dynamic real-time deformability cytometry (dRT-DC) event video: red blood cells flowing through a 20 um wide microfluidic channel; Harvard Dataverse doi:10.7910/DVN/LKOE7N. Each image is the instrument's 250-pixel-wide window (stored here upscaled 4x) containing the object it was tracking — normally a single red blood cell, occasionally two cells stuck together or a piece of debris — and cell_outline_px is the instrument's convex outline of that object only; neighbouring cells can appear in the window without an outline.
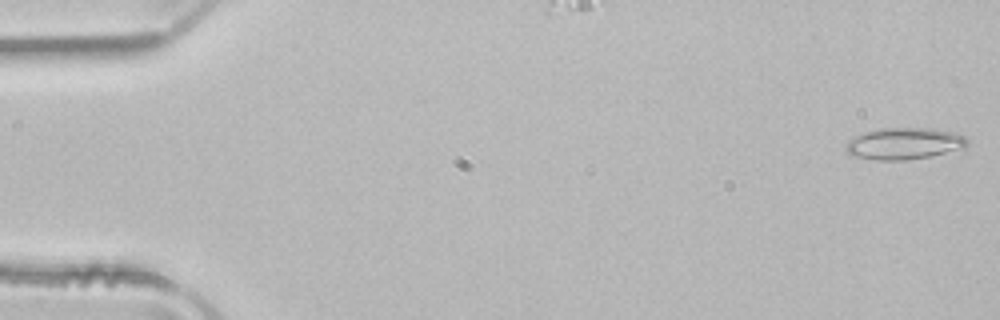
{"species": "common noctule bat (a hibernating species)", "species_latin": "Nyctalus noctula", "temperature_condition": "room temperature", "stored_images_in_passage": 51, "camera_frame_rate_fps": 3000, "um_per_image_px": 0.085, "animal": {"sex": "male", "body_mass_g": 21.5, "forearm_length_mm": 52.0}, "frame": {"image": 1, "passage_image": 1, "time_ms": 0.0, "image_size_px": [1000, 320], "cell_outline_px": [[968, 144], [964, 148], [928, 156], [904, 160], [876, 160], [852, 156], [844, 148], [848, 140], [852, 136], [864, 132], [880, 128], [932, 128], [952, 132], [964, 136], [968, 140]], "centroid_in_image_um": [76.81, 12.19], "position_along_channel_um": 8.2, "area_um2": 22.43}}
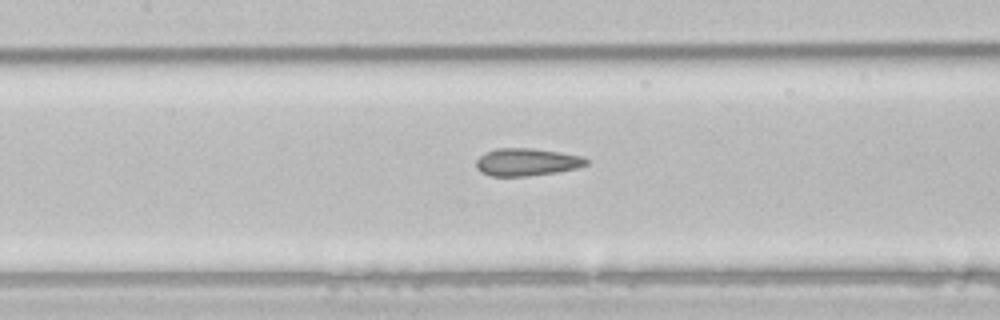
{"frame": {"image": 2, "passage_image": 23, "time_ms": 7.333, "image_size_px": [1000, 320], "cell_outline_px": [[588, 164], [576, 168], [556, 172], [528, 176], [492, 176], [480, 172], [476, 168], [476, 160], [480, 156], [496, 148], [532, 148], [560, 152], [580, 156], [588, 160]], "centroid_in_image_um": [44.75, 13.78], "position_along_channel_um": 162.6, "area_um2": 17.57}}
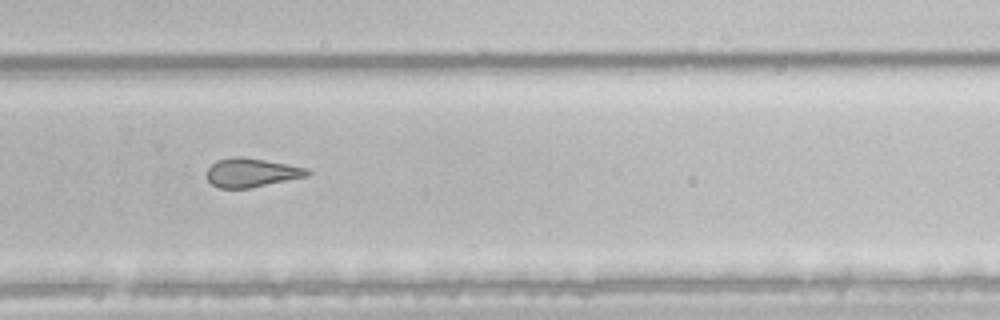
{"frame": {"image": 3, "passage_image": 34, "time_ms": 11.0, "image_size_px": [1000, 320], "cell_outline_px": [[312, 172], [308, 176], [248, 188], [220, 188], [212, 184], [208, 180], [208, 168], [216, 160], [232, 156], [240, 156], [264, 160], [308, 168]], "centroid_in_image_um": [21.38, 14.66], "position_along_channel_um": 308.4, "area_um2": 16.76}, "authors_computed_cell_mechanics": {"area_um2": 19.0162, "velocity_mm_per_s": 3.994, "shape_relaxation_time_tau1_ms": null, "shape_relaxation_time_tau2_ms": 3.2301, "deformation_change_tau1": null, "deformation_change_tau2": 0.0886}}